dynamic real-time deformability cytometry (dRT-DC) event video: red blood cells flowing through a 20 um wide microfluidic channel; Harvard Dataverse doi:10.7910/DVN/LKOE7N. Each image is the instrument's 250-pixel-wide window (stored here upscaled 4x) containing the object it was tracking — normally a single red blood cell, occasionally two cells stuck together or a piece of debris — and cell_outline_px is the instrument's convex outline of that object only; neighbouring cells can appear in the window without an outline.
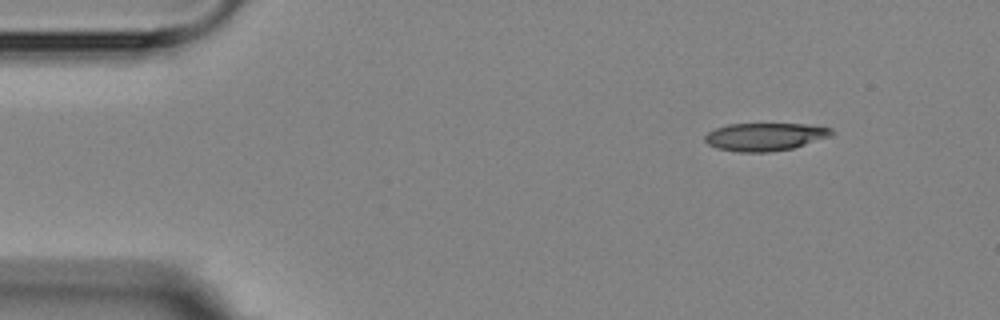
{"species": "Egyptian fruit bat (a non-hibernating species)", "species_latin": "Rousettus aegyptiacus", "temperature_condition": "room temperature", "stored_images_in_passage": 4, "camera_frame_rate_fps": 3000, "um_per_image_px": 0.085, "animal": {"sex": "female"}, "frame": {"image": 1, "passage_image": 1, "time_ms": 0.0, "image_size_px": [1000, 320], "cell_outline_px": [[836, 132], [832, 136], [792, 148], [768, 152], [740, 152], [720, 148], [708, 144], [704, 140], [704, 136], [708, 132], [716, 128], [728, 124], [804, 124], [832, 128]], "centroid_in_image_um": [65.05, 11.62], "position_along_channel_um": 19.9, "area_um2": 20.46}}
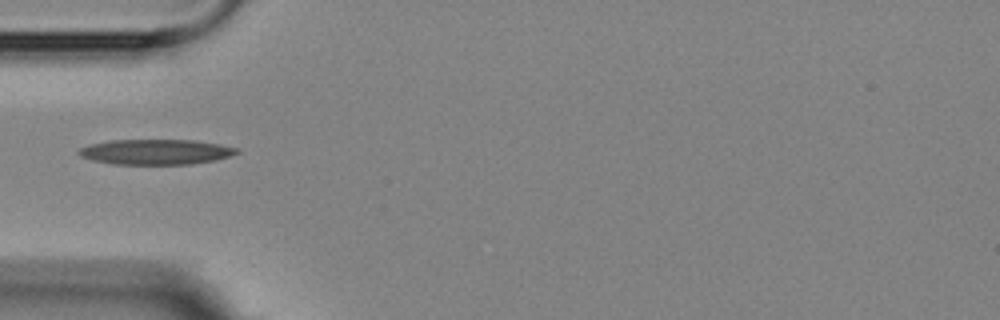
{"frame": {"image": 2, "passage_image": 4, "time_ms": 3.667, "image_size_px": [1000, 320], "cell_outline_px": [[240, 152], [216, 160], [192, 164], [112, 164], [92, 160], [80, 156], [76, 152], [80, 148], [92, 144], [112, 140], [192, 140], [220, 144], [240, 148]], "centroid_in_image_um": [13.26, 12.91], "position_along_channel_um": 71.7, "area_um2": 23.24}}